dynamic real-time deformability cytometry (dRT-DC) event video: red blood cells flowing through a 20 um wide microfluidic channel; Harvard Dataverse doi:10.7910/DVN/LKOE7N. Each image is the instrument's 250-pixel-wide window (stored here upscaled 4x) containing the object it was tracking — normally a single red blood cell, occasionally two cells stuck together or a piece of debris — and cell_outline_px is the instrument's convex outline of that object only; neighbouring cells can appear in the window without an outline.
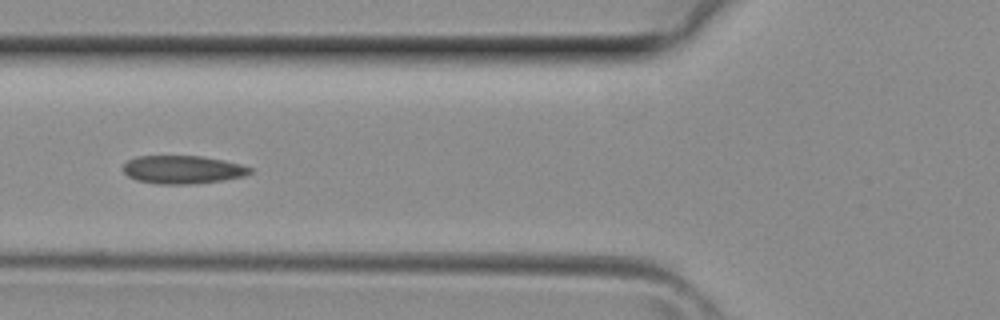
{"species": "common noctule bat (a hibernating species)", "species_latin": "Nyctalus noctula", "temperature_condition": "room temperature", "stored_images_in_passage": 36, "camera_frame_rate_fps": 3000, "um_per_image_px": 0.085, "animal": {"sex": "female", "body_mass_g": 29.2, "forearm_length_mm": 56.3}, "frame": {"image": 1, "passage_image": 10, "time_ms": 3.0, "image_size_px": [1000, 320], "cell_outline_px": [[252, 172], [244, 176], [220, 180], [192, 184], [156, 184], [136, 180], [128, 176], [124, 172], [124, 164], [128, 160], [136, 156], [200, 156], [224, 160], [240, 164], [252, 168]], "centroid_in_image_um": [15.51, 14.41], "position_along_channel_um": 110.3, "area_um2": 20.75}}
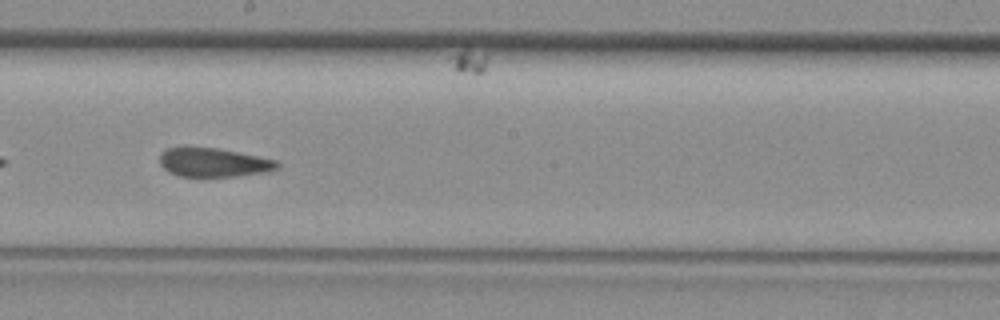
{"frame": {"image": 2, "passage_image": 17, "time_ms": 5.333, "image_size_px": [1000, 320], "cell_outline_px": [[280, 168], [264, 172], [236, 176], [180, 176], [168, 172], [160, 164], [160, 156], [168, 148], [216, 148], [276, 160], [280, 164]], "centroid_in_image_um": [18.17, 13.82], "position_along_channel_um": 230.0, "area_um2": 19.31}}
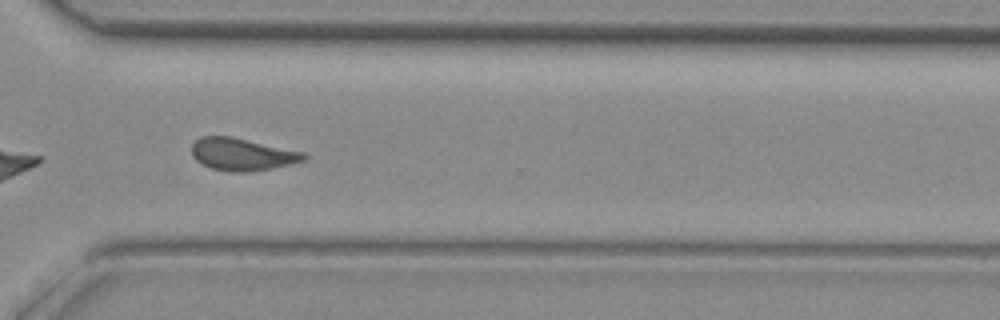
{"frame": {"image": 3, "passage_image": 24, "time_ms": 7.667, "image_size_px": [1000, 320], "cell_outline_px": [[308, 156], [304, 160], [288, 164], [268, 168], [244, 172], [232, 172], [212, 168], [196, 160], [192, 156], [192, 144], [200, 136], [232, 136], [304, 152]], "centroid_in_image_um": [20.55, 13.09], "position_along_channel_um": 350.0, "area_um2": 20.87}}